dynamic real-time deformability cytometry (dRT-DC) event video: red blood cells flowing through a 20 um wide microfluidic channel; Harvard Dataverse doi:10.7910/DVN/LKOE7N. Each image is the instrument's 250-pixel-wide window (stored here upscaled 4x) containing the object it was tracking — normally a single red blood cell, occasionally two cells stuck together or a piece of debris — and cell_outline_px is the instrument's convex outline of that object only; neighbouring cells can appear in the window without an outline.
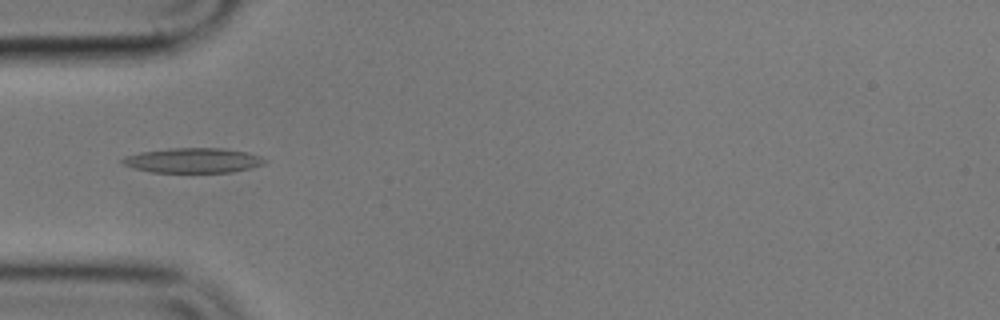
{"species": "common noctule bat (a hibernating species)", "species_latin": "Nyctalus noctula", "temperature_condition": "cold", "stored_images_in_passage": 40, "camera_frame_rate_fps": 3000, "um_per_image_px": 0.085, "animal": {"sex": "male", "body_mass_g": 17.9}, "frame": {"image": 1, "passage_image": 3, "time_ms": 0.667, "image_size_px": [1000, 320], "cell_outline_px": [[268, 160], [264, 164], [232, 172], [152, 172], [136, 168], [124, 164], [120, 160], [124, 156], [140, 152], [172, 148], [224, 148], [248, 152], [260, 156]], "centroid_in_image_um": [16.44, 13.62], "position_along_channel_um": 68.6, "area_um2": 20.52}}
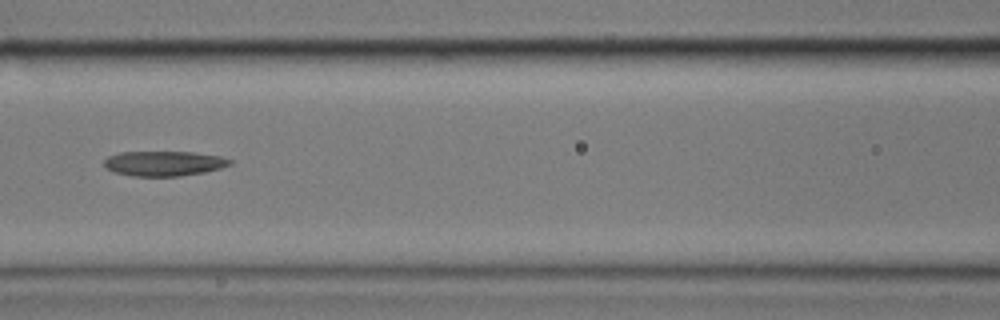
{"frame": {"image": 2, "passage_image": 10, "time_ms": 3.0, "image_size_px": [1000, 320], "cell_outline_px": [[232, 164], [220, 168], [204, 172], [180, 176], [132, 176], [116, 172], [108, 168], [104, 164], [104, 160], [108, 156], [120, 152], [196, 152], [220, 156], [232, 160]], "centroid_in_image_um": [13.96, 13.89], "position_along_channel_um": 152.6, "area_um2": 18.21}}
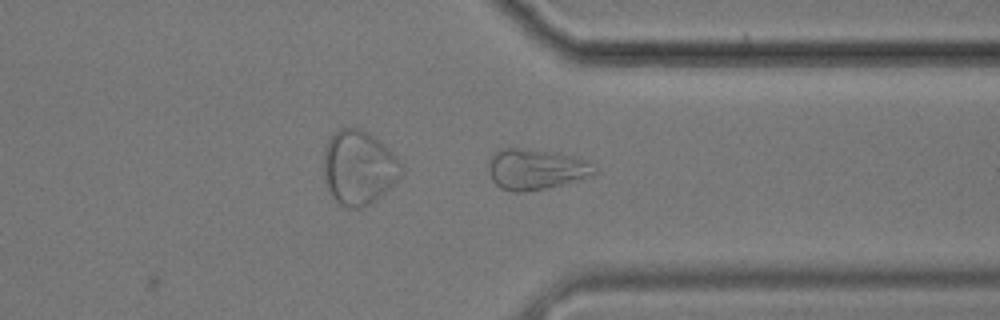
{"frame": {"image": 3, "passage_image": 28, "time_ms": 9.0, "image_size_px": [1000, 320], "cell_outline_px": [[596, 172], [592, 176], [544, 188], [520, 192], [512, 192], [500, 188], [492, 180], [488, 168], [488, 164], [492, 156], [500, 148], [512, 144], [556, 152], [588, 160], [596, 164]], "centroid_in_image_um": [45.53, 14.32], "position_along_channel_um": 365.9, "area_um2": 25.78}, "authors_computed_cell_mechanics": {"area_um2": 18.496, "velocity_mm_per_s": 3.5672, "shape_relaxation_time_tau1_ms": null, "shape_relaxation_time_tau2_ms": 4.6157, "deformation_change_tau1": null, "deformation_change_tau2": 0.1155}}